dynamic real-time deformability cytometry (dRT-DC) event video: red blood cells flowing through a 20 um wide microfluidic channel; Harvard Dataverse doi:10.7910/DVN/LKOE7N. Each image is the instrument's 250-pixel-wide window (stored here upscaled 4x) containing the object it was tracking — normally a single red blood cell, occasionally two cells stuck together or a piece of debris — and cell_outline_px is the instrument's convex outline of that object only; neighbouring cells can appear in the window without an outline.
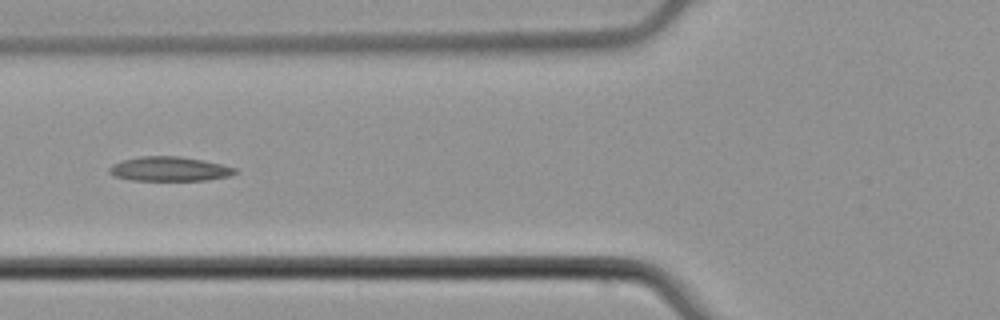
{"species": "common noctule bat (a hibernating species)", "species_latin": "Nyctalus noctula", "temperature_condition": "cold", "stored_images_in_passage": 24, "camera_frame_rate_fps": 3000, "um_per_image_px": 0.085, "animal": {"sex": "male", "body_mass_g": 21.5, "forearm_length_mm": 52.0}, "frame": {"image": 1, "passage_image": 21, "time_ms": 6.667, "image_size_px": [1000, 320], "cell_outline_px": [[240, 172], [228, 176], [208, 180], [132, 180], [116, 176], [108, 172], [108, 168], [112, 164], [124, 160], [140, 156], [180, 156], [204, 160], [236, 168]], "centroid_in_image_um": [14.43, 14.35], "position_along_channel_um": 111.4, "area_um2": 17.86}}
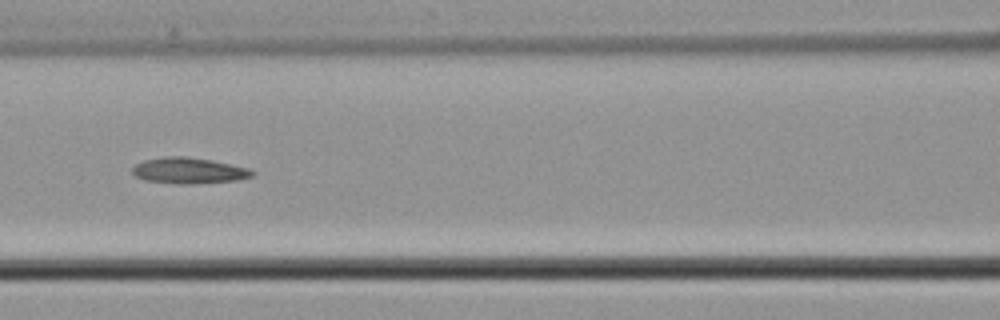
{"frame": {"image": 2, "passage_image": 24, "time_ms": 7.667, "image_size_px": [1000, 320], "cell_outline_px": [[256, 172], [252, 176], [236, 180], [192, 184], [180, 184], [144, 180], [136, 176], [132, 172], [132, 168], [136, 164], [144, 160], [164, 156], [184, 156], [208, 160], [248, 168]], "centroid_in_image_um": [16.01, 14.5], "position_along_channel_um": 150.6, "area_um2": 17.92}}